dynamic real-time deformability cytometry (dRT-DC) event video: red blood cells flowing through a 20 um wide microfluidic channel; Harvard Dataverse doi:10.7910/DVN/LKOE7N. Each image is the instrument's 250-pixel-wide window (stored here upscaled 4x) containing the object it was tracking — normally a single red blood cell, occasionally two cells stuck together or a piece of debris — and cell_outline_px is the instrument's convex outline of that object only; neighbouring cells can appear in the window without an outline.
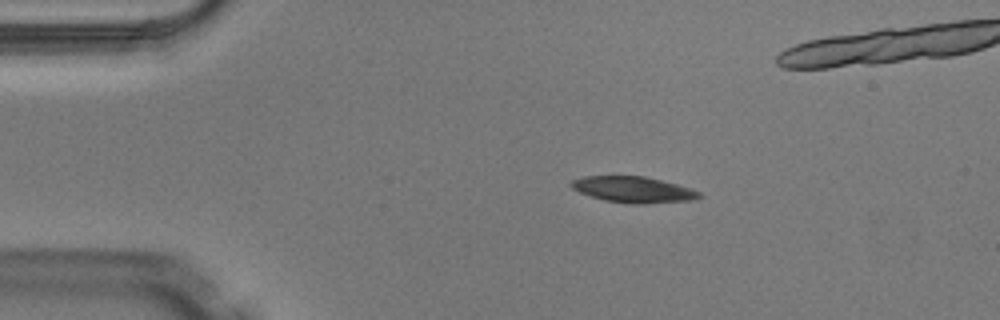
{"species": "Egyptian fruit bat (a non-hibernating species)", "species_latin": "Rousettus aegyptiacus", "temperature_condition": "warm", "stored_images_in_passage": 4, "camera_frame_rate_fps": 3000, "um_per_image_px": 0.085, "animal": {"sex": "male"}, "frame": {"image": 1, "passage_image": 2, "time_ms": 0.333, "image_size_px": [1000, 320], "cell_outline_px": [[704, 196], [692, 200], [644, 204], [636, 204], [604, 200], [580, 192], [572, 188], [568, 184], [572, 180], [584, 176], [644, 176], [692, 188], [700, 192]], "centroid_in_image_um": [53.85, 16.11], "position_along_channel_um": 31.2, "area_um2": 19.36}}